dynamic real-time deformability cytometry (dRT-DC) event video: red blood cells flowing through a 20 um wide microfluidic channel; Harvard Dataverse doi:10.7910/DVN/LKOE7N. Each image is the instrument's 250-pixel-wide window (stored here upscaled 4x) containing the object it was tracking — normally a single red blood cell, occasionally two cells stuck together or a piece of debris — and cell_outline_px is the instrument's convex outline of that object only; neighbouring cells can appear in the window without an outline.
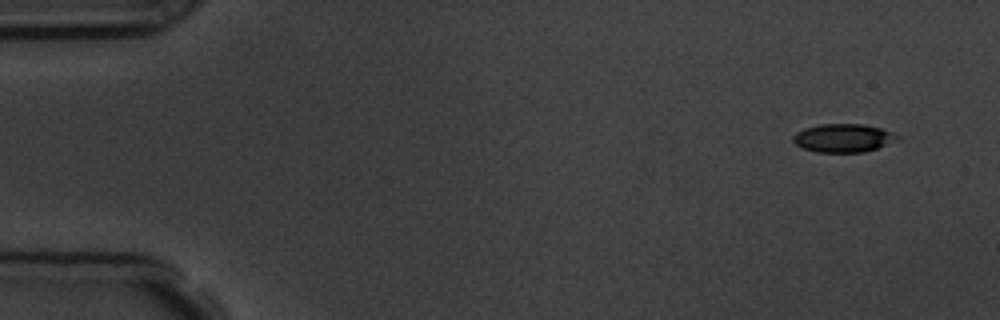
{"species": "common noctule bat (a hibernating species)", "species_latin": "Nyctalus noctula", "temperature_condition": "room temperature", "stored_images_in_passage": 5, "camera_frame_rate_fps": 3000, "um_per_image_px": 0.085, "animal": {"sex": "male", "body_mass_g": 19.5, "forearm_length_mm": 54.6}, "frame": {"image": 1, "passage_image": 1, "time_ms": 0.0, "image_size_px": [1000, 320], "cell_outline_px": [[900, 140], [864, 152], [816, 152], [804, 148], [796, 144], [792, 140], [792, 136], [796, 132], [804, 128], [820, 124], [864, 124], [880, 128], [892, 132], [900, 136]], "centroid_in_image_um": [71.69, 11.72], "position_along_channel_um": 13.3, "area_um2": 17.28}}
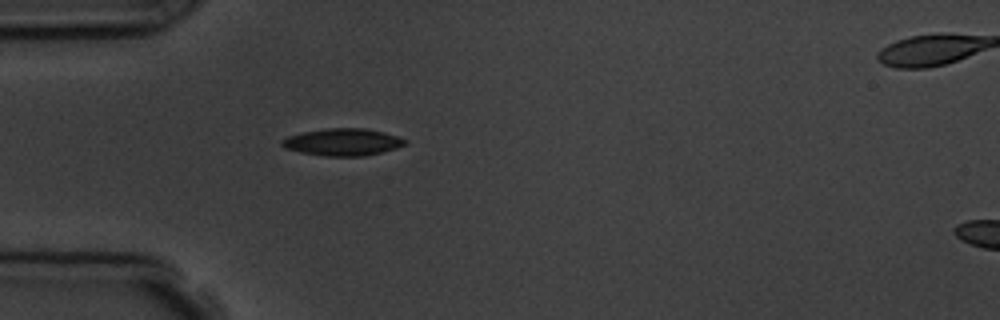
{"frame": {"image": 2, "passage_image": 4, "time_ms": 4.0, "image_size_px": [1000, 320], "cell_outline_px": [[408, 144], [396, 148], [364, 156], [324, 156], [300, 152], [284, 148], [280, 144], [280, 140], [288, 136], [304, 132], [328, 128], [364, 128], [384, 132], [408, 140]], "centroid_in_image_um": [29.12, 12.08], "position_along_channel_um": 55.9, "area_um2": 19.48}}